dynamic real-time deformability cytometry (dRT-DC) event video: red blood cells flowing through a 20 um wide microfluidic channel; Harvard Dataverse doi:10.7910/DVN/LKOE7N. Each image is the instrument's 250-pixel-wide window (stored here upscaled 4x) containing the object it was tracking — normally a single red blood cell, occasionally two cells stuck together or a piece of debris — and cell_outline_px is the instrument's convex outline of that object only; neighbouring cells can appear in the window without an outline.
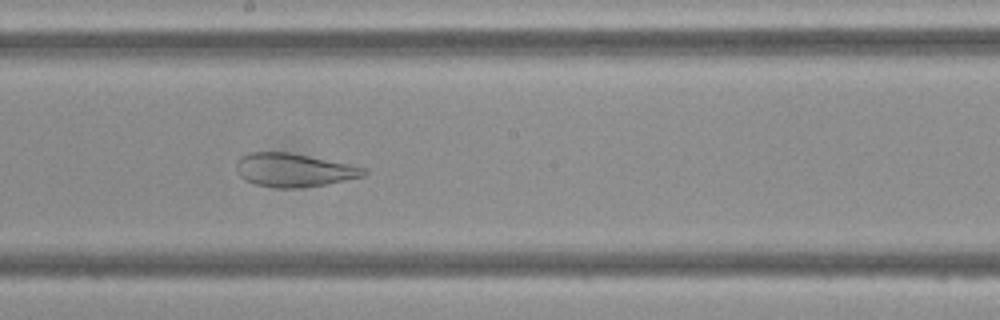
{"species": "Egyptian fruit bat (a non-hibernating species)", "species_latin": "Rousettus aegyptiacus", "temperature_condition": "cold", "stored_images_in_passage": 41, "camera_frame_rate_fps": 3000, "um_per_image_px": 0.085, "frame": {"image": 1, "passage_image": 19, "time_ms": 6.0, "image_size_px": [1000, 320], "cell_outline_px": [[368, 172], [364, 176], [324, 184], [296, 188], [276, 188], [256, 184], [244, 180], [236, 172], [236, 164], [240, 156], [248, 152], [288, 152], [368, 168]], "centroid_in_image_um": [24.93, 14.45], "position_along_channel_um": 223.3, "area_um2": 24.74}}
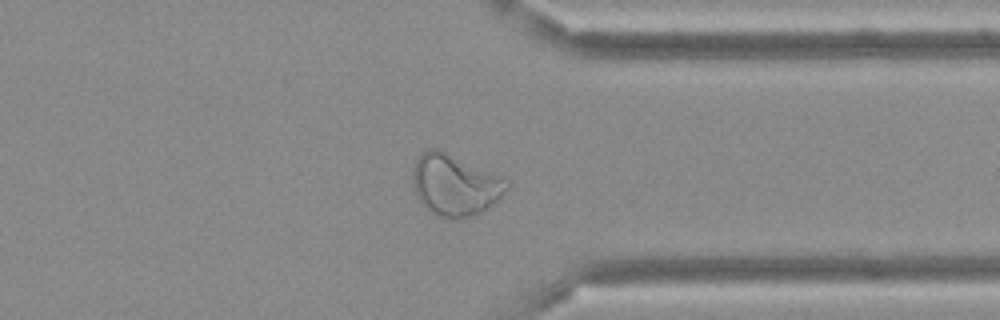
{"frame": {"image": 2, "passage_image": 30, "time_ms": 9.667, "image_size_px": [1000, 320], "cell_outline_px": [[512, 184], [484, 212], [456, 220], [448, 220], [436, 216], [416, 196], [412, 180], [412, 172], [416, 160], [428, 148], [436, 148], [504, 176]], "centroid_in_image_um": [38.7, 15.74], "position_along_channel_um": 372.7, "area_um2": 33.87}}
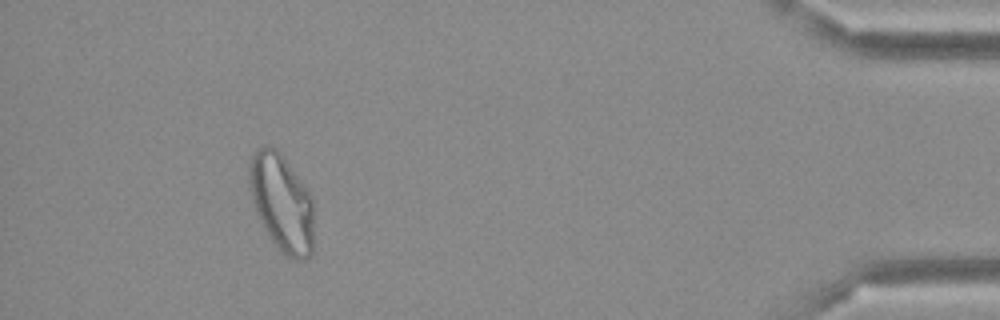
{"frame": {"image": 3, "passage_image": 37, "time_ms": 12.0, "image_size_px": [1000, 320], "cell_outline_px": [[312, 256], [300, 260], [292, 260], [280, 252], [264, 228], [256, 212], [252, 200], [248, 184], [248, 164], [252, 152], [256, 148], [264, 144], [276, 148], [284, 156], [312, 196]], "centroid_in_image_um": [23.91, 17.19], "position_along_channel_um": 411.3, "area_um2": 37.17}}